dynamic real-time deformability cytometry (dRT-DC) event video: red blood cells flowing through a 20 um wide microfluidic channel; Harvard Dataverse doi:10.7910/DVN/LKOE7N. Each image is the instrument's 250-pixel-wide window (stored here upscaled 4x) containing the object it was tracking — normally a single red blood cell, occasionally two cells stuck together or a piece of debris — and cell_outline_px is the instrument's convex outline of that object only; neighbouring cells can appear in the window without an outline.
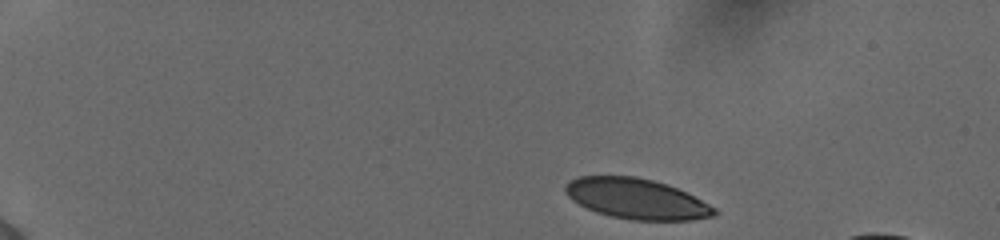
{"species": "human", "species_latin": "Homo sapiens", "temperature_condition": "cold", "stored_images_in_passage": 47, "segment_of_instrument_passage": [1, 2], "camera_frame_rate_fps": 3000, "um_per_image_px": 0.085, "donor": {"sex": "female"}, "frame": {"image": 1, "passage_image": 1, "time_ms": 0.0, "image_size_px": [1000, 240], "cell_outline_px": [[720, 212], [716, 216], [692, 220], [632, 220], [612, 216], [596, 212], [572, 200], [564, 192], [564, 188], [568, 180], [580, 176], [636, 176], [668, 184], [716, 208]], "centroid_in_image_um": [54.1, 16.89], "position_along_channel_um": 30.9, "area_um2": 35.03}}
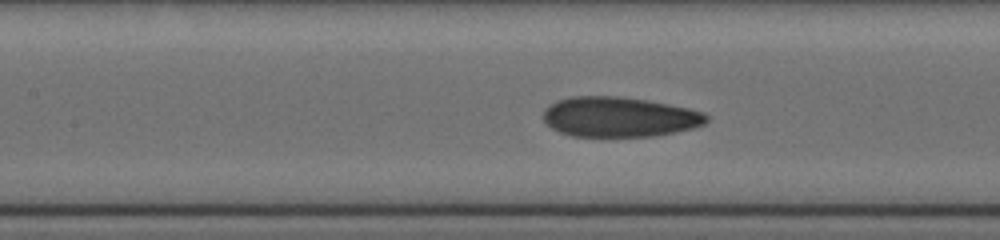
{"frame": {"image": 2, "passage_image": 19, "time_ms": 6.0, "image_size_px": [1000, 240], "cell_outline_px": [[708, 120], [704, 124], [692, 128], [676, 132], [656, 136], [572, 136], [560, 132], [544, 124], [544, 108], [560, 100], [572, 96], [616, 96], [644, 100], [688, 108], [704, 112], [708, 116]], "centroid_in_image_um": [52.63, 9.95], "position_along_channel_um": 154.8, "area_um2": 37.86}}
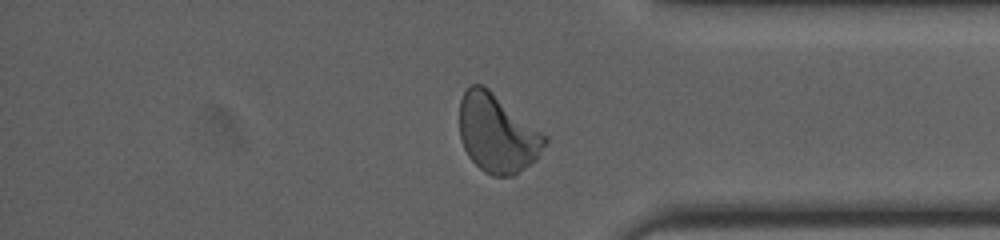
{"frame": {"image": 3, "passage_image": 38, "time_ms": 12.333, "image_size_px": [1000, 240], "cell_outline_px": [[548, 140], [536, 160], [516, 176], [492, 176], [484, 172], [468, 156], [460, 140], [460, 100], [464, 92], [472, 84], [480, 84], [488, 88], [540, 132]], "centroid_in_image_um": [42.24, 11.38], "position_along_channel_um": 393.0, "area_um2": 38.49}}